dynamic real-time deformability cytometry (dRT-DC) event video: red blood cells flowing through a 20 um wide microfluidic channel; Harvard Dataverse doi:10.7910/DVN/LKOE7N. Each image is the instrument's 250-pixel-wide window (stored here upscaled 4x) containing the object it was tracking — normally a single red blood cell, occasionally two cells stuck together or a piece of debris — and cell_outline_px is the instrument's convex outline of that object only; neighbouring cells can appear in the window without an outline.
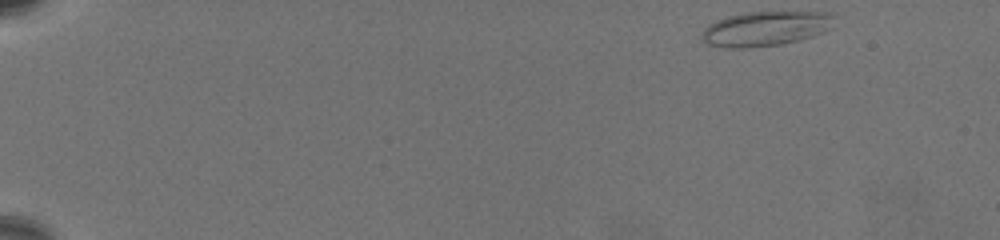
{"species": "common noctule bat (a hibernating species)", "species_latin": "Nyctalus noctula", "temperature_condition": "warm", "stored_images_in_passage": 60, "camera_frame_rate_fps": 3000, "um_per_image_px": 0.085, "animal": {"sex": "female", "body_mass_g": 19.5, "forearm_length_mm": 54.1}, "frame": {"image": 1, "passage_image": 1, "time_ms": 0.0, "image_size_px": [1000, 240], "cell_outline_px": [[836, 16], [832, 28], [824, 32], [800, 40], [780, 44], [748, 48], [724, 48], [708, 44], [700, 40], [700, 36], [704, 28], [708, 24], [716, 20], [728, 16], [748, 12], [832, 12]], "centroid_in_image_um": [65.07, 2.43], "position_along_channel_um": 19.9, "area_um2": 27.17}}
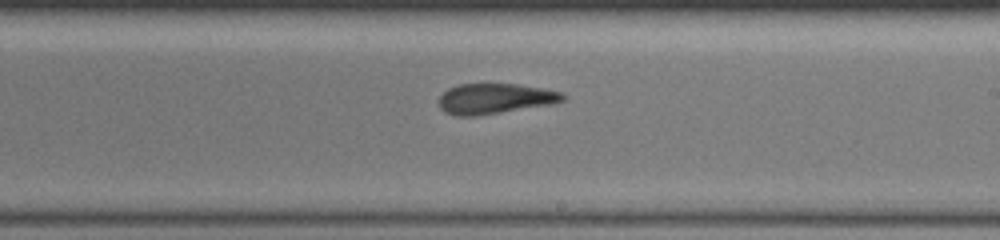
{"frame": {"image": 2, "passage_image": 36, "time_ms": 11.667, "image_size_px": [1000, 240], "cell_outline_px": [[564, 100], [552, 104], [476, 116], [456, 116], [444, 112], [440, 108], [436, 100], [448, 88], [460, 84], [516, 84], [564, 92]], "centroid_in_image_um": [42.02, 8.39], "position_along_channel_um": 247.0, "area_um2": 21.96}}
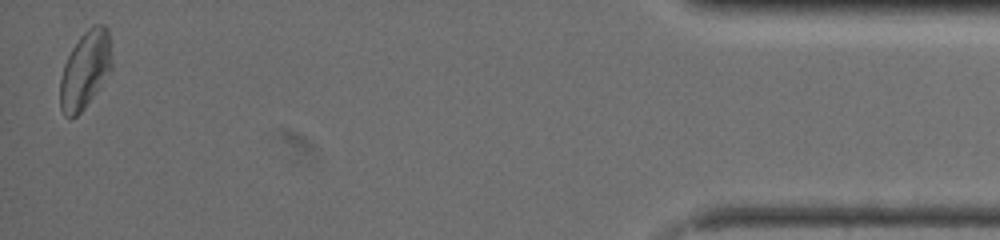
{"frame": {"image": 3, "passage_image": 59, "time_ms": 19.333, "image_size_px": [1000, 240], "cell_outline_px": [[112, 68], [96, 92], [84, 108], [76, 116], [68, 120], [64, 116], [60, 108], [60, 80], [64, 64], [72, 48], [80, 36], [92, 24], [104, 24], [108, 28], [112, 56]], "centroid_in_image_um": [7.24, 5.93], "position_along_channel_um": 428.0, "area_um2": 23.47}, "authors_computed_cell_mechanics": {"area_um2": 23.1778, "velocity_mm_per_s": 3.2913, "shape_relaxation_time_tau1_ms": 8.8631, "shape_relaxation_time_tau2_ms": 2.6272, "deformation_change_tau1": 0.1766, "deformation_change_tau2": 0.1078}}